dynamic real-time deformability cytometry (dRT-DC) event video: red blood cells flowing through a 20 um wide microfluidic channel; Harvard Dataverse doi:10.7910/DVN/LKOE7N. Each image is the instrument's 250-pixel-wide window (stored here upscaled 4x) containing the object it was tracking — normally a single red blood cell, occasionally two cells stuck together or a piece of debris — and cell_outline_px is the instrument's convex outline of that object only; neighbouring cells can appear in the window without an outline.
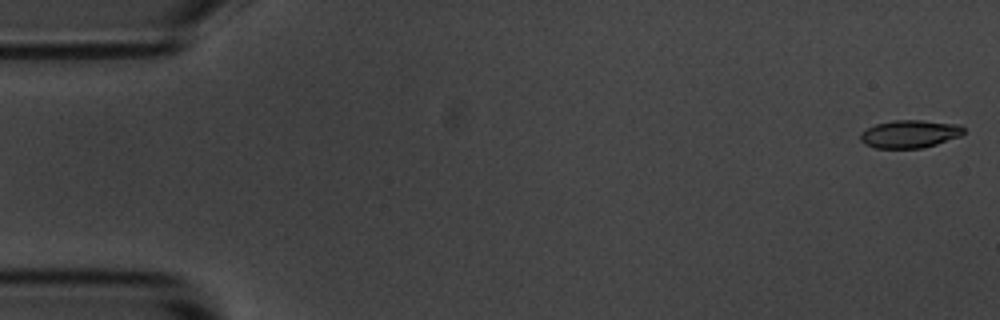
{"species": "common noctule bat (a hibernating species)", "species_latin": "Nyctalus noctula", "temperature_condition": "room temperature", "stored_images_in_passage": 10, "camera_frame_rate_fps": 3000, "um_per_image_px": 0.085, "animal": {"sex": "male", "body_mass_g": 20.1, "forearm_length_mm": 53.5}, "frame": {"image": 1, "passage_image": 1, "time_ms": 0.0, "image_size_px": [1000, 320], "cell_outline_px": [[964, 132], [960, 136], [936, 144], [920, 148], [876, 148], [864, 144], [860, 140], [860, 132], [876, 124], [892, 120], [924, 120], [960, 124], [964, 128]], "centroid_in_image_um": [77.32, 11.38], "position_along_channel_um": 7.7, "area_um2": 16.82}}